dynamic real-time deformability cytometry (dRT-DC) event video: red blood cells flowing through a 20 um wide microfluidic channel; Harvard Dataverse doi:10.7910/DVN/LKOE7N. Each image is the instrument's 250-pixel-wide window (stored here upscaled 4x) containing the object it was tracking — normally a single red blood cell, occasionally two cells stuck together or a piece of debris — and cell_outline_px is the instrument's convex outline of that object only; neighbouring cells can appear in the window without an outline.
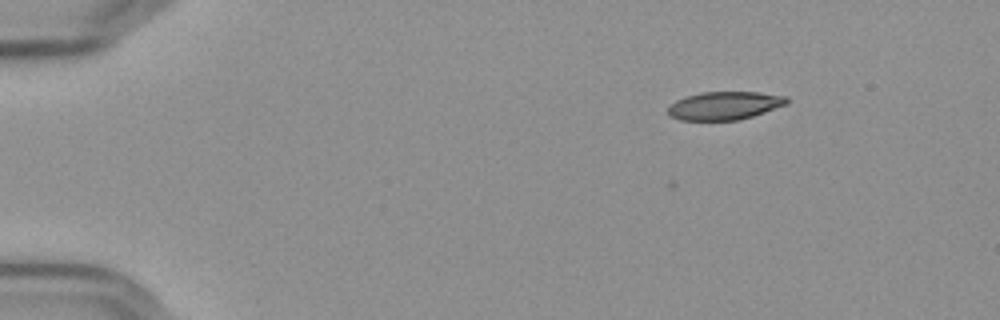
{"species": "Egyptian fruit bat (a non-hibernating species)", "species_latin": "Rousettus aegyptiacus", "temperature_condition": "cold", "stored_images_in_passage": 2, "camera_frame_rate_fps": 3000, "um_per_image_px": 0.085, "frame": {"image": 1, "passage_image": 2, "time_ms": 0.333, "image_size_px": [1000, 320], "cell_outline_px": [[788, 104], [752, 116], [736, 120], [680, 120], [668, 116], [668, 108], [676, 100], [684, 96], [700, 92], [756, 92], [788, 96]], "centroid_in_image_um": [61.57, 8.97], "position_along_channel_um": 23.4, "area_um2": 19.54}}